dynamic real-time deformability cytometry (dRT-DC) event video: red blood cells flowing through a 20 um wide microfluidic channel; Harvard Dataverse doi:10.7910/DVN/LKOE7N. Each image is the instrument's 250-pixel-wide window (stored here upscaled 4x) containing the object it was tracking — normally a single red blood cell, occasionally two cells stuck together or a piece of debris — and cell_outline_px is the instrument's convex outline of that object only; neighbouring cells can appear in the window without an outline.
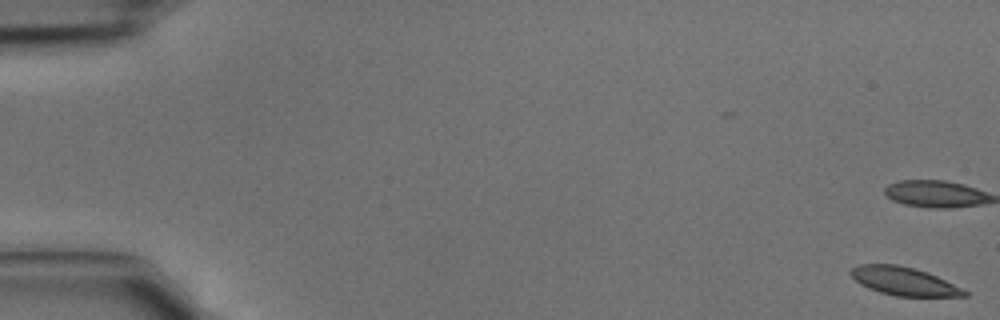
{"species": "common noctule bat (a hibernating species)", "species_latin": "Nyctalus noctula", "temperature_condition": "cold", "stored_images_in_passage": 5, "camera_frame_rate_fps": 3000, "um_per_image_px": 0.085, "animal": {"sex": "male", "body_mass_g": 15.6}, "frame": {"image": 1, "passage_image": 1, "time_ms": 0.0, "image_size_px": [1000, 320], "cell_outline_px": [[968, 296], [896, 296], [880, 292], [868, 288], [860, 284], [848, 272], [852, 268], [860, 264], [896, 264], [928, 272], [968, 292]], "centroid_in_image_um": [76.79, 23.9], "position_along_channel_um": 8.2, "area_um2": 18.44}}